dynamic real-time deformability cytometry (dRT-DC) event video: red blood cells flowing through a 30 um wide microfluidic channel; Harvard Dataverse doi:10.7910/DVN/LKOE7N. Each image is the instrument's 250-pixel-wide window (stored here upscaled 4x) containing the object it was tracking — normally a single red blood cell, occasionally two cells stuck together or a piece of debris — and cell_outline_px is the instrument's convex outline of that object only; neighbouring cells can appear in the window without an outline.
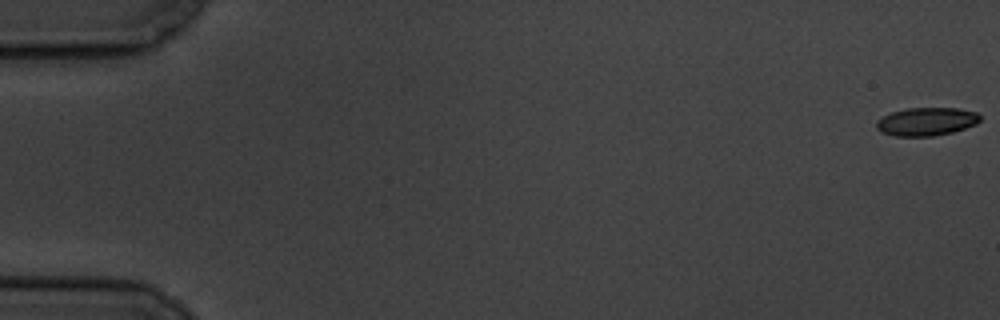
{"species": "common noctule bat (a hibernating species)", "species_latin": "Nyctalus noctula", "temperature_condition": "cold", "stored_images_in_passage": 18, "camera_frame_rate_fps": 3000, "um_per_image_px": 0.085, "animal": {"sex": "male", "body_mass_g": 19.5, "forearm_length_mm": 54.6}, "frame": {"image": 1, "passage_image": 1, "time_ms": 0.0, "image_size_px": [1000, 320], "cell_outline_px": [[980, 120], [976, 124], [952, 132], [932, 136], [896, 136], [880, 132], [876, 128], [876, 120], [892, 112], [908, 108], [956, 108], [976, 112], [980, 116]], "centroid_in_image_um": [78.72, 10.33], "position_along_channel_um": 6.3, "area_um2": 16.94}}
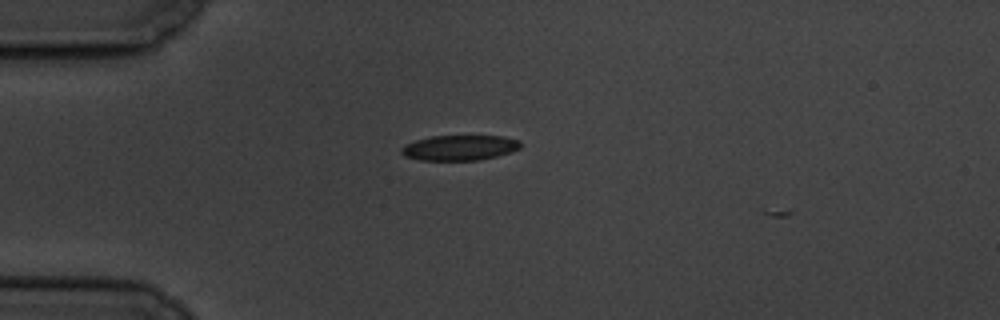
{"frame": {"image": 2, "passage_image": 16, "time_ms": 5.0, "image_size_px": [1000, 320], "cell_outline_px": [[520, 148], [512, 152], [480, 160], [420, 160], [404, 156], [400, 152], [400, 148], [416, 140], [432, 136], [504, 136], [520, 140]], "centroid_in_image_um": [39.08, 12.56], "position_along_channel_um": 45.9, "area_um2": 17.51}}